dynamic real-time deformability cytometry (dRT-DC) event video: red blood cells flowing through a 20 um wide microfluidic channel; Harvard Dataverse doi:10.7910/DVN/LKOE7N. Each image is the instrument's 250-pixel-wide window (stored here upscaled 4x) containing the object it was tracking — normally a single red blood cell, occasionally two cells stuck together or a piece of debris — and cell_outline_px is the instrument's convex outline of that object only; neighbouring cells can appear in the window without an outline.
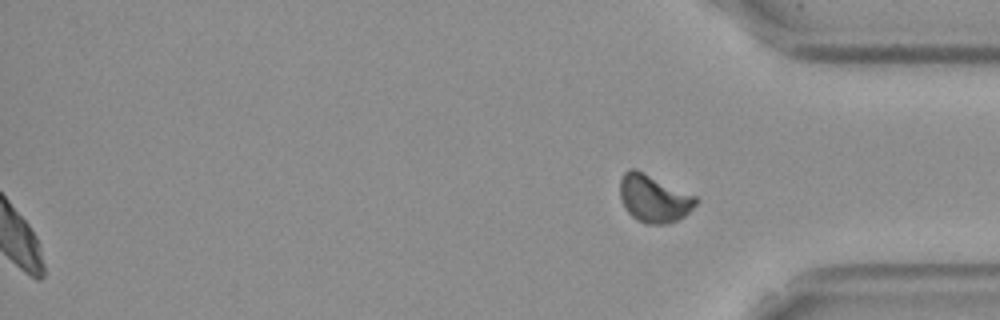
{"species": "Egyptian fruit bat (a non-hibernating species)", "species_latin": "Rousettus aegyptiacus", "temperature_condition": "cold", "stored_images_in_passage": 50, "segment_of_instrument_passage": [2, 2], "camera_frame_rate_fps": 3000, "um_per_image_px": 0.085, "frame": {"image": 1, "passage_image": 50, "time_ms": 16.333, "image_size_px": [1000, 320], "cell_outline_px": [[700, 200], [684, 216], [668, 224], [644, 224], [636, 220], [628, 212], [620, 196], [620, 180], [624, 172], [628, 168], [636, 168], [696, 196]], "centroid_in_image_um": [55.57, 16.86], "position_along_channel_um": 379.6, "area_um2": 21.1}}